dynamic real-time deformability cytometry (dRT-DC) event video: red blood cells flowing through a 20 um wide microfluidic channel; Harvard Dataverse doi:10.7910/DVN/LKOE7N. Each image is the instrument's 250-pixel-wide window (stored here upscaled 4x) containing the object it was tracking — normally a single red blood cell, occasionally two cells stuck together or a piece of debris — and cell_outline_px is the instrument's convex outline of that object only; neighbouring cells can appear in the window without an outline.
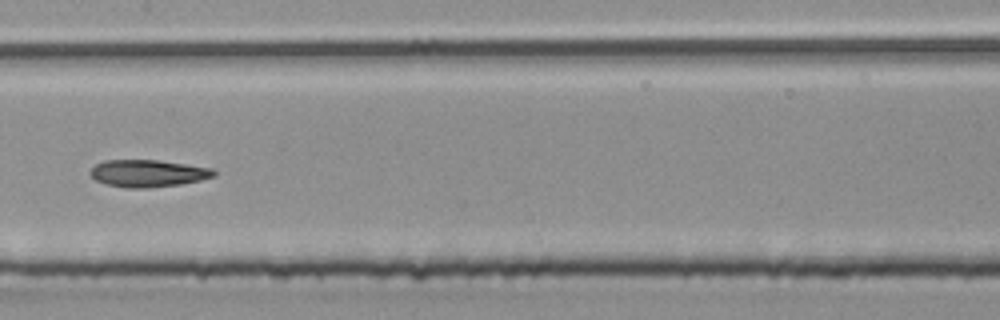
{"species": "common noctule bat (a hibernating species)", "species_latin": "Nyctalus noctula", "temperature_condition": "room temperature", "stored_images_in_passage": 36, "camera_frame_rate_fps": 3000, "um_per_image_px": 0.085, "animal": {"sex": "male", "body_mass_g": 20.4}, "frame": {"image": 1, "passage_image": 11, "time_ms": 3.333, "image_size_px": [1000, 320], "cell_outline_px": [[216, 176], [200, 180], [180, 184], [148, 188], [124, 188], [108, 184], [96, 180], [88, 172], [96, 164], [104, 160], [156, 160], [212, 168], [216, 172]], "centroid_in_image_um": [12.57, 14.73], "position_along_channel_um": 194.8, "area_um2": 19.48}}
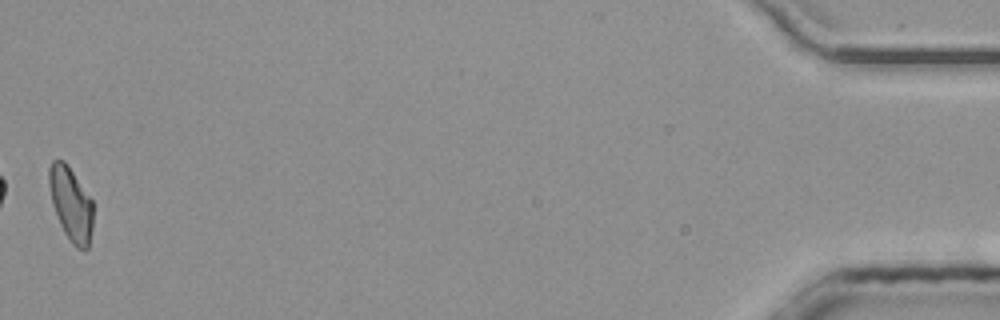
{"frame": {"image": 2, "passage_image": 36, "time_ms": 11.667, "image_size_px": [1000, 320], "cell_outline_px": [[92, 228], [88, 248], [84, 252], [76, 248], [68, 240], [60, 224], [52, 204], [48, 180], [48, 168], [52, 160], [64, 160], [92, 200]], "centroid_in_image_um": [6.01, 17.37], "position_along_channel_um": 429.2, "area_um2": 18.96}, "authors_computed_cell_mechanics": {"area_um2": 19.3341, "velocity_mm_per_s": 4.0159, "shape_relaxation_time_tau1_ms": null, "shape_relaxation_time_tau2_ms": 5.0059, "deformation_change_tau1": null, "deformation_change_tau2": 0.129}}